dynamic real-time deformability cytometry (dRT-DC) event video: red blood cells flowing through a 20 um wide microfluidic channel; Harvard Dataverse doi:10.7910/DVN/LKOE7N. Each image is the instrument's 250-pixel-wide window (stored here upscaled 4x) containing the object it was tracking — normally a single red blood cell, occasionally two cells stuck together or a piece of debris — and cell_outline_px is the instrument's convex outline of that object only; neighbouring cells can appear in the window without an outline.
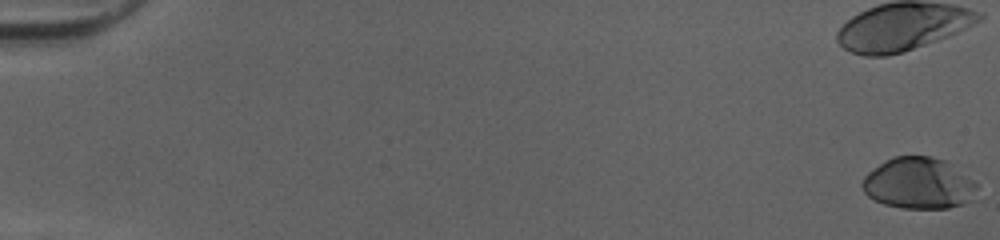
{"species": "human", "species_latin": "Homo sapiens", "temperature_condition": "cold", "stored_images_in_passage": 45, "camera_frame_rate_fps": 3000, "um_per_image_px": 0.085, "donor": {"sex": "female"}, "frame": {"image": 1, "passage_image": 1, "time_ms": 0.0, "image_size_px": [1000, 240], "cell_outline_px": [[976, 200], [964, 204], [948, 208], [904, 208], [884, 204], [868, 196], [864, 192], [860, 184], [864, 176], [868, 172], [884, 160], [892, 156], [932, 156], [944, 160], [952, 164], [972, 180], [976, 184]], "centroid_in_image_um": [78.09, 15.58], "position_along_channel_um": 6.9, "area_um2": 34.56}}